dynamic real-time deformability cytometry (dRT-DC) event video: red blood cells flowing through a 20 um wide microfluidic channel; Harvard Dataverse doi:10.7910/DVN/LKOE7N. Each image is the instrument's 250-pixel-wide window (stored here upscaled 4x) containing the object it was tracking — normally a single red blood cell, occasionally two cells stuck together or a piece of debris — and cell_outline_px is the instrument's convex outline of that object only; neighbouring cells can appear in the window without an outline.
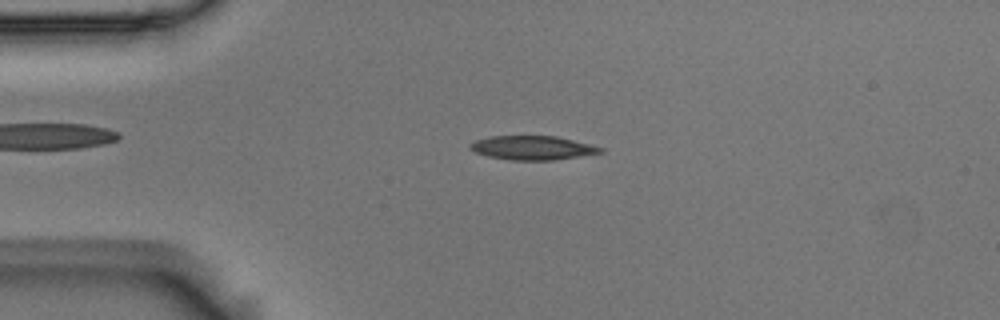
{"species": "Egyptian fruit bat (a non-hibernating species)", "species_latin": "Rousettus aegyptiacus", "temperature_condition": "room temperature", "stored_images_in_passage": 54, "camera_frame_rate_fps": 3000, "um_per_image_px": 0.085, "animal": {"sex": "male"}, "frame": {"image": 1, "passage_image": 12, "time_ms": 3.667, "image_size_px": [1000, 320], "cell_outline_px": [[604, 152], [552, 160], [512, 160], [488, 156], [476, 152], [468, 148], [468, 144], [476, 140], [488, 136], [556, 136], [604, 148]], "centroid_in_image_um": [45.22, 12.56], "position_along_channel_um": 39.8, "area_um2": 18.03}}
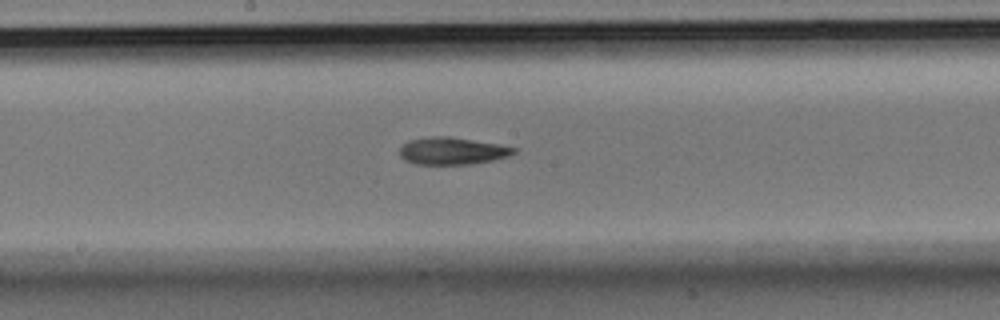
{"frame": {"image": 2, "passage_image": 28, "time_ms": 9.0, "image_size_px": [1000, 320], "cell_outline_px": [[520, 148], [516, 152], [508, 156], [492, 160], [472, 164], [416, 164], [404, 160], [400, 156], [400, 148], [408, 140], [432, 136], [448, 136], [500, 144]], "centroid_in_image_um": [38.46, 12.82], "position_along_channel_um": 209.7, "area_um2": 18.21}}
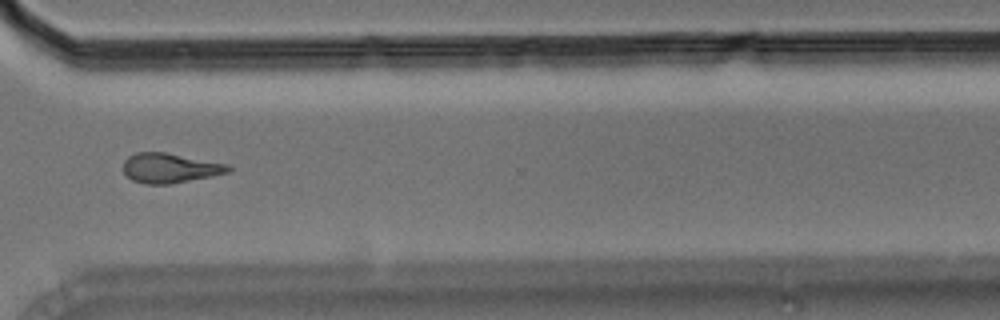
{"frame": {"image": 3, "passage_image": 40, "time_ms": 13.0, "image_size_px": [1000, 320], "cell_outline_px": [[232, 168], [228, 172], [212, 176], [168, 184], [144, 184], [132, 180], [124, 172], [124, 160], [128, 156], [136, 152], [164, 152], [228, 164]], "centroid_in_image_um": [14.42, 14.28], "position_along_channel_um": 356.2, "area_um2": 18.03}, "authors_computed_cell_mechanics": {"area_um2": 18.0336, "velocity_mm_per_s": 3.6614, "shape_relaxation_time_tau1_ms": 3.44, "shape_relaxation_time_tau2_ms": null, "deformation_change_tau1": 0.1753, "deformation_change_tau2": null}}